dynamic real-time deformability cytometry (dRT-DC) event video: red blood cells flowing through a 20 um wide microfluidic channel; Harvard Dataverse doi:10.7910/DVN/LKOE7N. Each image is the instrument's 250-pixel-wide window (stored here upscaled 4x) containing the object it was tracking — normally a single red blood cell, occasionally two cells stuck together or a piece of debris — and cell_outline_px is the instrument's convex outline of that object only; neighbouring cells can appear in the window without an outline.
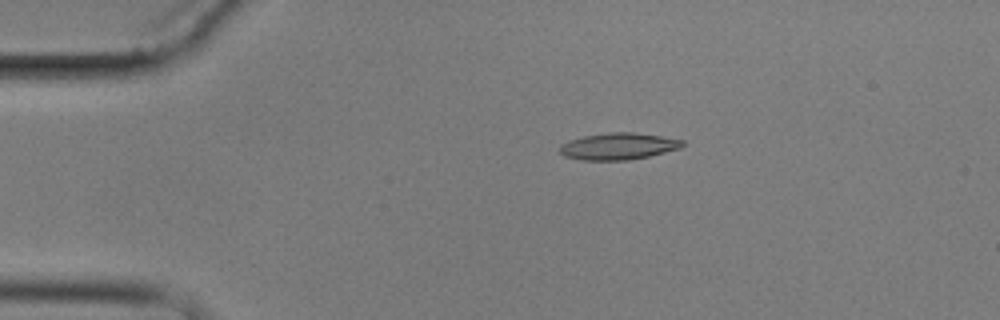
{"species": "common noctule bat (a hibernating species)", "species_latin": "Nyctalus noctula", "temperature_condition": "cold", "stored_images_in_passage": 3, "camera_frame_rate_fps": 3000, "um_per_image_px": 0.085, "animal": {"sex": "male", "body_mass_g": 17.9}, "frame": {"image": 1, "passage_image": 2, "time_ms": 1.333, "image_size_px": [1000, 320], "cell_outline_px": [[684, 144], [680, 148], [648, 156], [628, 160], [580, 160], [564, 156], [560, 152], [560, 144], [568, 140], [584, 136], [612, 132], [632, 132], [660, 136], [684, 140]], "centroid_in_image_um": [52.53, 12.43], "position_along_channel_um": 32.5, "area_um2": 19.02}}